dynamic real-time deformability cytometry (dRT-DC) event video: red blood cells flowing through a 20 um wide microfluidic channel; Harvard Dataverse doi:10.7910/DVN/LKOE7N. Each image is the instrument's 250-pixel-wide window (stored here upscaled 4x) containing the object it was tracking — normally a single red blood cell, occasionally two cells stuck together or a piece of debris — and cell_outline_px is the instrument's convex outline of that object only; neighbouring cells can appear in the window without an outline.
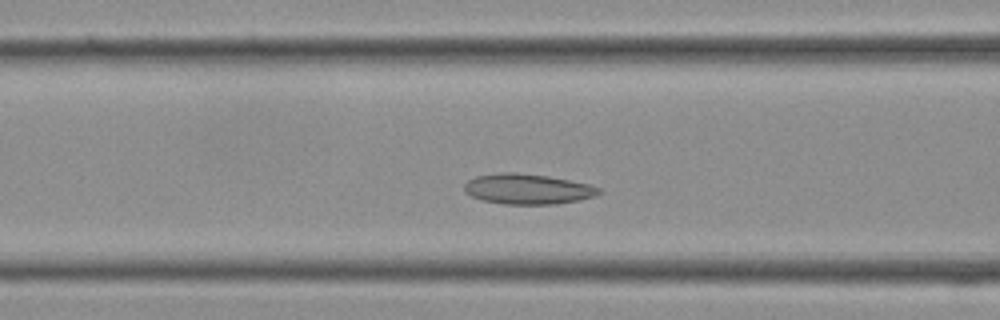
{"species": "Egyptian fruit bat (a non-hibernating species)", "species_latin": "Rousettus aegyptiacus", "temperature_condition": "cold", "stored_images_in_passage": 30, "camera_frame_rate_fps": 3000, "um_per_image_px": 0.085, "frame": {"image": 1, "passage_image": 7, "time_ms": 2.0, "image_size_px": [1000, 320], "cell_outline_px": [[604, 192], [592, 196], [576, 200], [556, 204], [504, 204], [480, 200], [464, 192], [464, 184], [468, 180], [476, 176], [500, 172], [516, 172], [548, 176], [588, 184], [600, 188]], "centroid_in_image_um": [44.8, 16.06], "position_along_channel_um": 121.8, "area_um2": 23.76}}
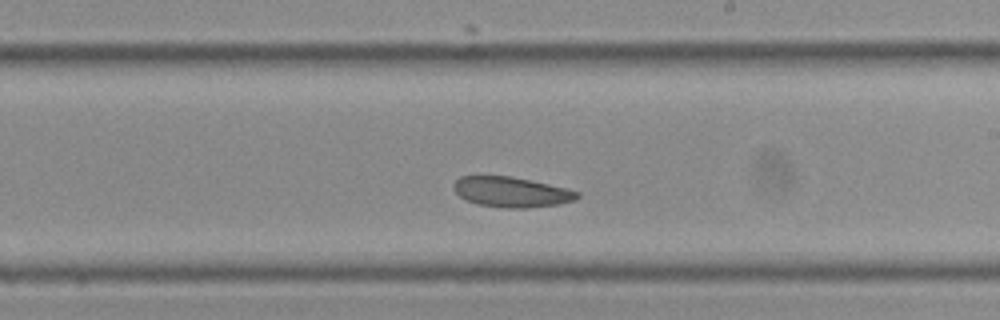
{"frame": {"image": 2, "passage_image": 14, "time_ms": 4.333, "image_size_px": [1000, 320], "cell_outline_px": [[580, 196], [576, 200], [560, 204], [524, 208], [504, 208], [480, 204], [468, 200], [460, 196], [452, 188], [452, 184], [460, 176], [512, 176], [568, 188], [580, 192]], "centroid_in_image_um": [43.51, 16.31], "position_along_channel_um": 245.5, "area_um2": 21.85}}
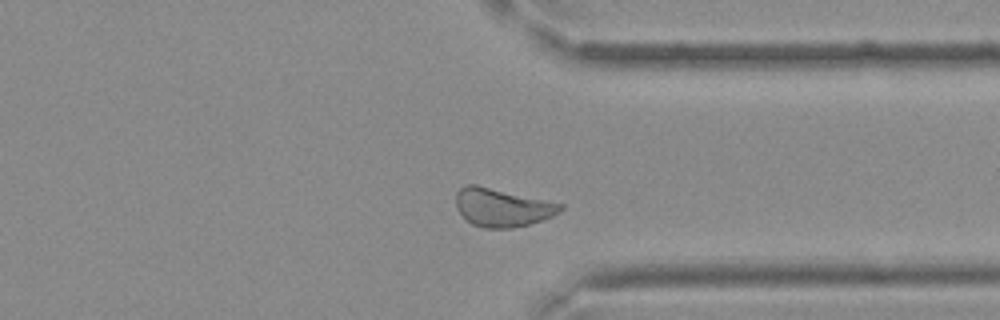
{"frame": {"image": 3, "passage_image": 21, "time_ms": 6.667, "image_size_px": [1000, 320], "cell_outline_px": [[564, 208], [560, 212], [552, 216], [528, 224], [512, 228], [484, 228], [472, 224], [456, 208], [456, 192], [464, 184], [476, 184], [564, 204]], "centroid_in_image_um": [42.67, 17.62], "position_along_channel_um": 368.7, "area_um2": 23.24}}